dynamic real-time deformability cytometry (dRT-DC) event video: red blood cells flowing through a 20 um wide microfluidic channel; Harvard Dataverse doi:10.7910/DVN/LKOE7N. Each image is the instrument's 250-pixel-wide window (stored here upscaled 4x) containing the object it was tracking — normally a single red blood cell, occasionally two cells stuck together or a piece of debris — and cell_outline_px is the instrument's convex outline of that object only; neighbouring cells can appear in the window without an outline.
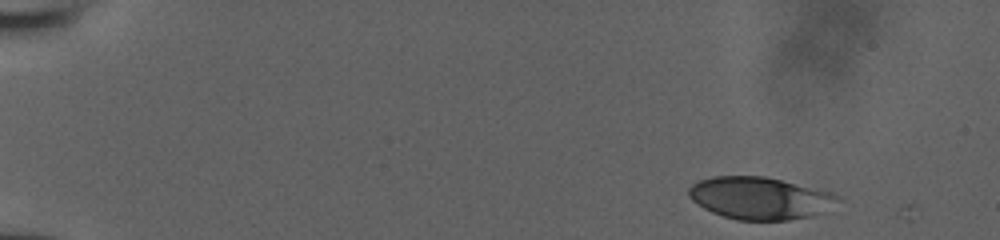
{"species": "human", "species_latin": "Homo sapiens", "temperature_condition": "room temperature", "stored_images_in_passage": 47, "camera_frame_rate_fps": 3000, "um_per_image_px": 0.085, "donor": {"sex": "male"}, "frame": {"image": 1, "passage_image": 1, "time_ms": 0.0, "image_size_px": [1000, 240], "cell_outline_px": [[844, 200], [824, 212], [812, 216], [788, 220], [736, 220], [712, 212], [704, 208], [692, 200], [688, 196], [688, 188], [692, 184], [700, 180], [712, 176], [764, 176], [832, 192], [840, 196]], "centroid_in_image_um": [64.64, 16.84], "position_along_channel_um": 20.4, "area_um2": 36.99}}
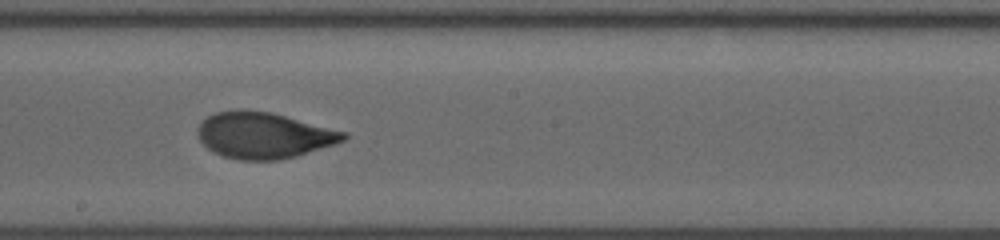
{"frame": {"image": 2, "passage_image": 26, "time_ms": 8.333, "image_size_px": [1000, 240], "cell_outline_px": [[348, 136], [344, 140], [296, 156], [280, 160], [240, 160], [224, 156], [212, 152], [200, 140], [196, 132], [196, 128], [208, 116], [216, 112], [236, 108], [244, 108], [272, 112], [348, 132]], "centroid_in_image_um": [22.39, 11.48], "position_along_channel_um": 225.8, "area_um2": 39.48}}
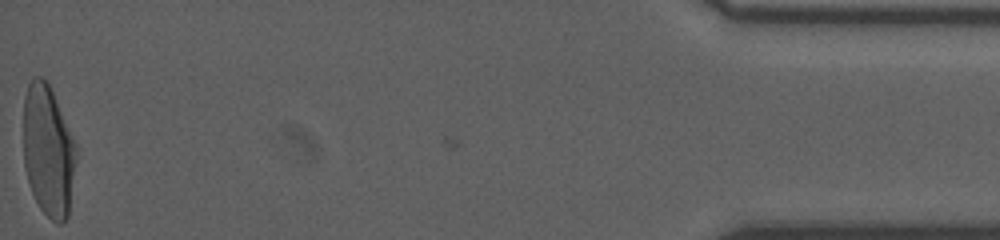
{"frame": {"image": 3, "passage_image": 47, "time_ms": 15.333, "image_size_px": [1000, 240], "cell_outline_px": [[76, 156], [68, 216], [60, 224], [52, 220], [40, 208], [32, 192], [24, 168], [24, 96], [28, 84], [36, 76], [40, 76], [48, 84], [52, 92], [76, 144]], "centroid_in_image_um": [4.08, 12.83], "position_along_channel_um": 431.1, "area_um2": 39.77}}